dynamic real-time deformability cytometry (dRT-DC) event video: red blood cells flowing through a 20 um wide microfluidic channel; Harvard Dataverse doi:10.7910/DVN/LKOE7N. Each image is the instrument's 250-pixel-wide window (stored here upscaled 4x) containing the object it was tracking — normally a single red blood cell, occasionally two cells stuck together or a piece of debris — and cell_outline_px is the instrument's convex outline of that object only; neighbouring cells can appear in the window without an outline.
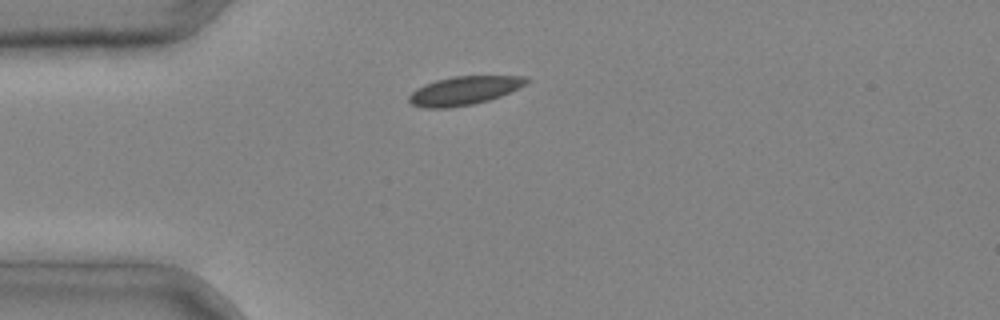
{"species": "common noctule bat (a hibernating species)", "species_latin": "Nyctalus noctula", "temperature_condition": "cold", "stored_images_in_passage": 3, "camera_frame_rate_fps": 3000, "um_per_image_px": 0.085, "animal": {"sex": "male", "body_mass_g": 20.4}, "frame": {"image": 1, "passage_image": 1, "time_ms": 0.0, "image_size_px": [1000, 320], "cell_outline_px": [[528, 80], [524, 84], [500, 96], [488, 100], [472, 104], [448, 108], [424, 108], [412, 104], [408, 100], [408, 96], [416, 88], [424, 84], [436, 80], [452, 76], [524, 76]], "centroid_in_image_um": [39.37, 7.7], "position_along_channel_um": 45.6, "area_um2": 19.31}}